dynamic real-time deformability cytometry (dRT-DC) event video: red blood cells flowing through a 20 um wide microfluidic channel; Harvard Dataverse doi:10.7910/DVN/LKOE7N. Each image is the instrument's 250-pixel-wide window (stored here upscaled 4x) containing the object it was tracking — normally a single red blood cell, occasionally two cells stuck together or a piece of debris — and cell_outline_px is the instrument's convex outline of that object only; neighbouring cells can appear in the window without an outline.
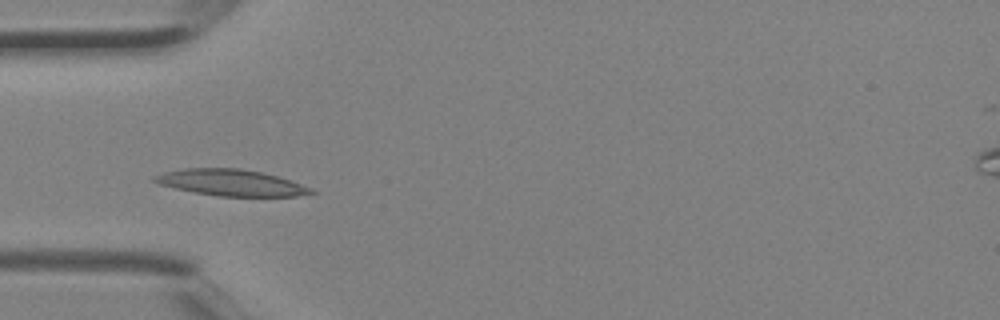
{"species": "Egyptian fruit bat (a non-hibernating species)", "species_latin": "Rousettus aegyptiacus", "temperature_condition": "room temperature", "stored_images_in_passage": 4, "camera_frame_rate_fps": 3000, "um_per_image_px": 0.085, "animal": {"sex": "female"}, "frame": {"image": 1, "passage_image": 3, "time_ms": 0.667, "image_size_px": [1000, 320], "cell_outline_px": [[316, 192], [296, 196], [220, 196], [196, 192], [176, 188], [160, 184], [152, 180], [152, 176], [164, 172], [184, 168], [240, 168], [260, 172], [276, 176], [312, 188]], "centroid_in_image_um": [19.61, 15.52], "position_along_channel_um": 65.4, "area_um2": 23.64}}
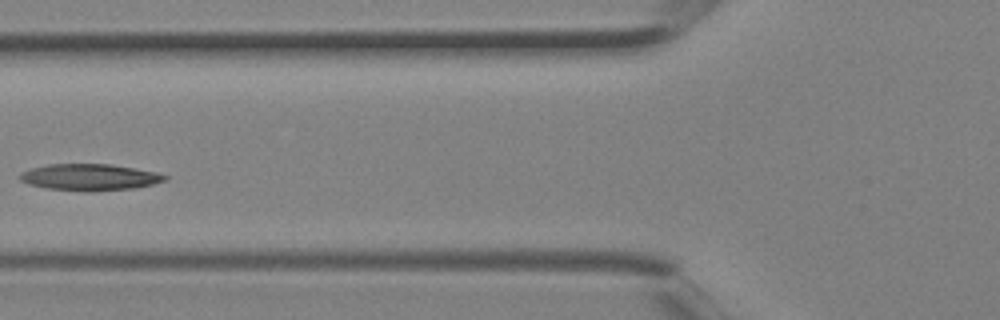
{"frame": {"image": 2, "passage_image": 4, "time_ms": 1.0, "image_size_px": [1000, 320], "cell_outline_px": [[168, 180], [136, 188], [92, 192], [88, 192], [44, 188], [28, 184], [20, 180], [16, 176], [20, 172], [32, 168], [48, 164], [112, 164], [156, 172], [168, 176]], "centroid_in_image_um": [7.6, 15.07], "position_along_channel_um": 118.2, "area_um2": 22.77}}